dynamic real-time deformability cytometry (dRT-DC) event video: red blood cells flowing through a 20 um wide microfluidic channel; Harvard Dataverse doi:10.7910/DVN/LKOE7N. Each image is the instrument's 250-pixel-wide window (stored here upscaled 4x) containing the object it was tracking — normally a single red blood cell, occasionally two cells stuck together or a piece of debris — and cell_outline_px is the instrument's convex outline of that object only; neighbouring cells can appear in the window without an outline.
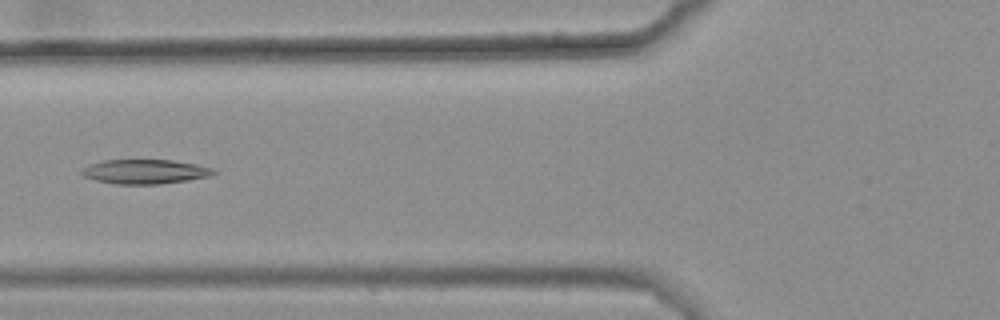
{"species": "common noctule bat (a hibernating species)", "species_latin": "Nyctalus noctula", "temperature_condition": "warm", "stored_images_in_passage": 8, "camera_frame_rate_fps": 3000, "um_per_image_px": 0.085, "animal": {"sex": "female", "body_mass_g": 25.1}, "frame": {"image": 1, "passage_image": 5, "time_ms": 1.333, "image_size_px": [1000, 320], "cell_outline_px": [[220, 172], [208, 176], [188, 180], [160, 184], [116, 184], [96, 180], [84, 176], [80, 172], [80, 168], [104, 160], [172, 160], [196, 164], [216, 168]], "centroid_in_image_um": [12.37, 14.58], "position_along_channel_um": 113.4, "area_um2": 18.84}}
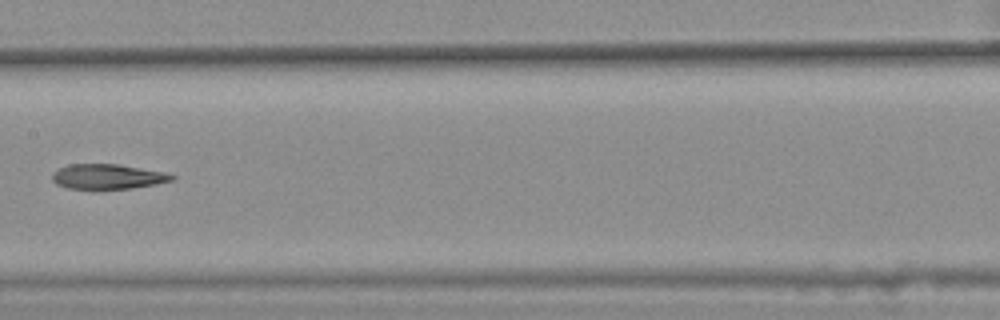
{"frame": {"image": 2, "passage_image": 7, "time_ms": 2.0, "image_size_px": [1000, 320], "cell_outline_px": [[176, 180], [156, 184], [132, 188], [68, 188], [56, 184], [52, 180], [52, 172], [68, 164], [116, 164], [160, 172], [176, 176]], "centroid_in_image_um": [9.12, 15.01], "position_along_channel_um": 198.3, "area_um2": 17.05}}
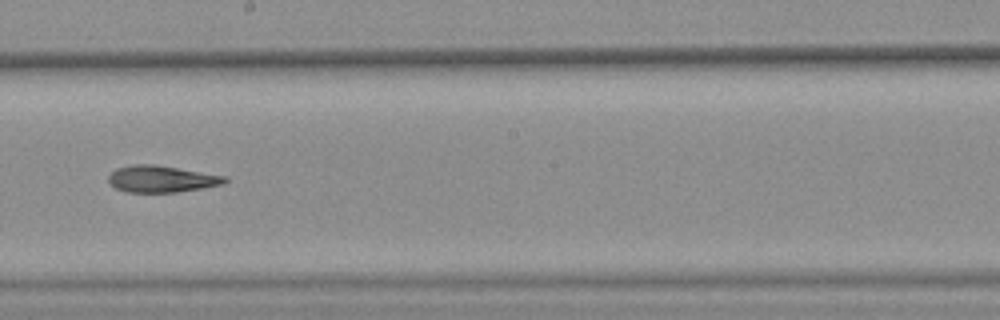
{"frame": {"image": 3, "passage_image": 8, "time_ms": 2.333, "image_size_px": [1000, 320], "cell_outline_px": [[228, 180], [224, 184], [176, 192], [128, 192], [116, 188], [108, 180], [108, 176], [116, 168], [132, 164], [156, 164], [228, 176]], "centroid_in_image_um": [13.75, 15.19], "position_along_channel_um": 234.4, "area_um2": 18.15}}